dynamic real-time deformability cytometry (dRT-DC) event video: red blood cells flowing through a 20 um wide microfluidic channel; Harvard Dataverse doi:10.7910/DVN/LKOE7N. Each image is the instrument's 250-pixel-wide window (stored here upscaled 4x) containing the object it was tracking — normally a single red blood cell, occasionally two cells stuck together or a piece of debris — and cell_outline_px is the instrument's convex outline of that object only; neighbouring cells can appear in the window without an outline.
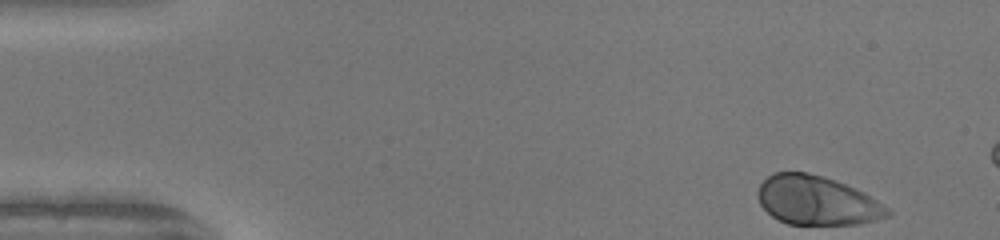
{"species": "human", "species_latin": "Homo sapiens", "temperature_condition": "warm", "stored_images_in_passage": 11, "camera_frame_rate_fps": 3000, "um_per_image_px": 0.085, "donor": {"sex": "female"}, "frame": {"image": 1, "passage_image": 1, "time_ms": 0.0, "image_size_px": [1000, 240], "cell_outline_px": [[892, 212], [888, 216], [876, 220], [860, 224], [788, 224], [772, 216], [760, 204], [756, 192], [760, 184], [772, 172], [808, 172], [844, 184], [864, 192], [888, 208]], "centroid_in_image_um": [69.42, 17.04], "position_along_channel_um": 15.6, "area_um2": 36.82}}